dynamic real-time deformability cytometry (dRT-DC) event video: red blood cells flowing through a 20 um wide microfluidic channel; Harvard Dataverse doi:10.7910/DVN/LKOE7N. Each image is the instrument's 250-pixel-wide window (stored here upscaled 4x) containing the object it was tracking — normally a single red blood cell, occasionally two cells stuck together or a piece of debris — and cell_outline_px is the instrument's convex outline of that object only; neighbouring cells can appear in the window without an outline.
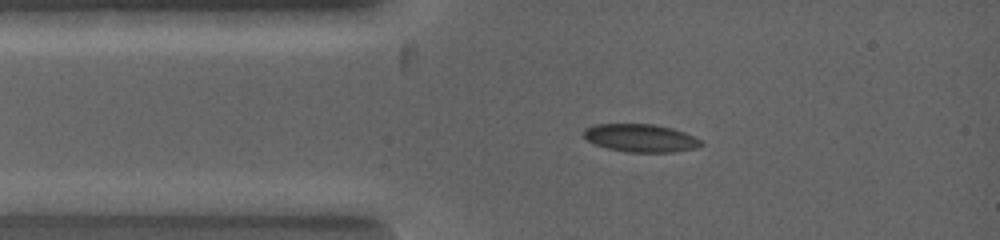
{"species": "common noctule bat (a hibernating species)", "species_latin": "Nyctalus noctula", "temperature_condition": "warm", "stored_images_in_passage": 3, "camera_frame_rate_fps": 5000, "um_per_image_px": 0.085, "animal": {"sex": "female", "body_mass_g": 19.0, "forearm_length_mm": 53.3}, "frame": {"image": 1, "passage_image": 2, "time_ms": 0.2, "image_size_px": [1000, 240], "cell_outline_px": [[704, 144], [696, 148], [676, 152], [628, 152], [608, 148], [596, 144], [588, 140], [584, 136], [584, 128], [596, 124], [656, 124], [672, 128], [684, 132], [700, 140]], "centroid_in_image_um": [54.47, 11.73], "position_along_channel_um": 30.5, "area_um2": 19.02}}